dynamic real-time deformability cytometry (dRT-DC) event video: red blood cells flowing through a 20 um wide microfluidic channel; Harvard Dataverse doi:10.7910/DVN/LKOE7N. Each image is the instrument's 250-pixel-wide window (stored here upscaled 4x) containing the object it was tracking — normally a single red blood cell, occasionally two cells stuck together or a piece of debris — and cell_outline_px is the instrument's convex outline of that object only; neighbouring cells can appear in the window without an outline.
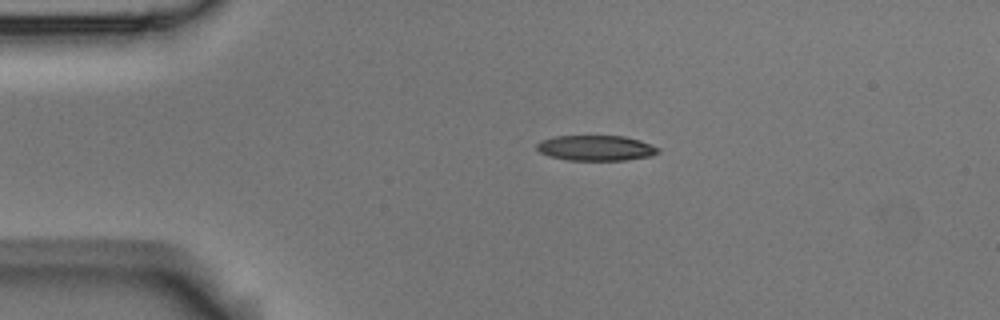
{"species": "Egyptian fruit bat (a non-hibernating species)", "species_latin": "Rousettus aegyptiacus", "temperature_condition": "room temperature", "stored_images_in_passage": 3, "camera_frame_rate_fps": 3000, "um_per_image_px": 0.085, "animal": {"sex": "male"}, "frame": {"image": 1, "passage_image": 1, "time_ms": 0.0, "image_size_px": [1000, 320], "cell_outline_px": [[660, 152], [652, 156], [624, 160], [568, 160], [548, 156], [540, 152], [536, 148], [536, 144], [540, 140], [552, 136], [624, 136], [640, 140], [652, 144], [660, 148]], "centroid_in_image_um": [50.66, 12.57], "position_along_channel_um": 34.3, "area_um2": 18.15}}